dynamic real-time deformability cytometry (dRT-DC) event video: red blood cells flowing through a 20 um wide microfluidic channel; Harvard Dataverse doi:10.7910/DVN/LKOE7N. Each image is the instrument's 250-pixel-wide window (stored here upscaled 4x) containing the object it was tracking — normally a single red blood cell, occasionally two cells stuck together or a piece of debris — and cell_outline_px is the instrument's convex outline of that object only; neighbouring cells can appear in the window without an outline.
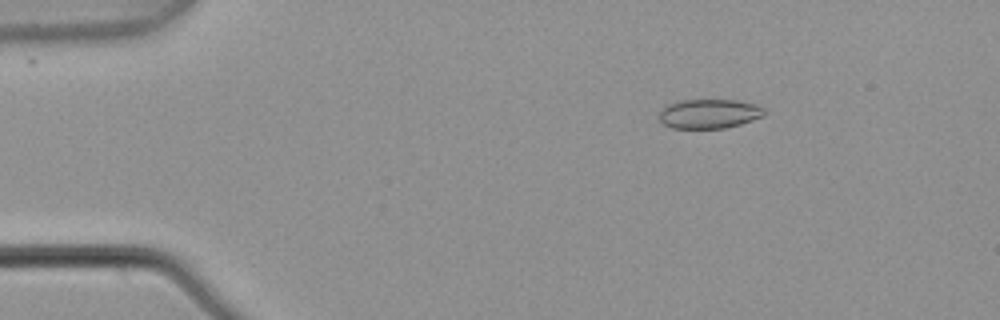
{"species": "common noctule bat (a hibernating species)", "species_latin": "Nyctalus noctula", "temperature_condition": "warm", "stored_images_in_passage": 4, "camera_frame_rate_fps": 3000, "um_per_image_px": 0.085, "animal": {"sex": "male", "body_mass_g": 21.5, "forearm_length_mm": 52.0}, "frame": {"image": 1, "passage_image": 2, "time_ms": 0.333, "image_size_px": [1000, 320], "cell_outline_px": [[764, 116], [740, 124], [724, 128], [672, 128], [664, 124], [660, 120], [660, 112], [668, 104], [680, 100], [736, 100], [756, 104], [764, 108]], "centroid_in_image_um": [60.29, 9.66], "position_along_channel_um": 24.7, "area_um2": 17.86}}